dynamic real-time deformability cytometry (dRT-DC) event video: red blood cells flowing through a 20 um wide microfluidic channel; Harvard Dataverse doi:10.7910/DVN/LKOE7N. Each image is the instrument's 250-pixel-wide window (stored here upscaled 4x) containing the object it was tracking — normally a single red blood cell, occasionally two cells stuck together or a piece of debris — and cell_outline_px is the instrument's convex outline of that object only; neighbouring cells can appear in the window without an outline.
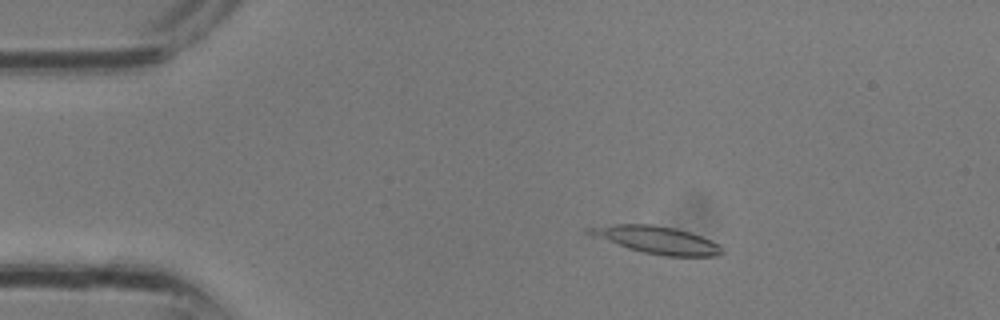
{"species": "common noctule bat (a hibernating species)", "species_latin": "Nyctalus noctula", "temperature_condition": "room temperature", "stored_images_in_passage": 29, "camera_frame_rate_fps": 3000, "um_per_image_px": 0.085, "animal": {"sex": "male", "body_mass_g": 13.3}, "frame": {"image": 1, "passage_image": 5, "time_ms": 1.333, "image_size_px": [1000, 320], "cell_outline_px": [[724, 252], [720, 256], [664, 256], [644, 252], [628, 248], [592, 236], [584, 232], [584, 228], [616, 224], [652, 224], [676, 228], [700, 236], [716, 244]], "centroid_in_image_um": [55.77, 20.39], "position_along_channel_um": 29.2, "area_um2": 20.98}}
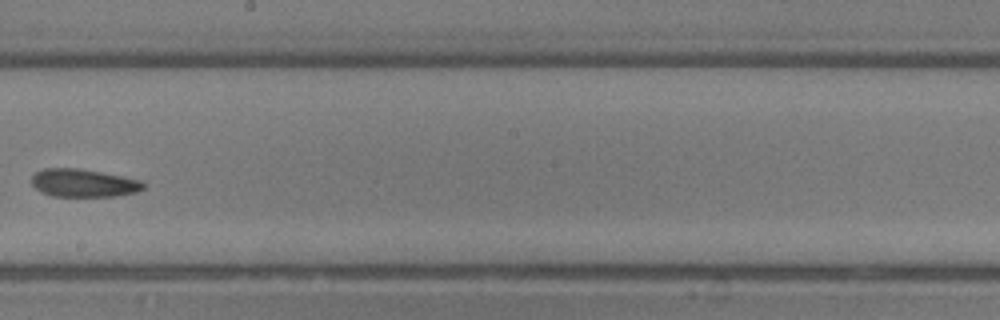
{"frame": {"image": 2, "passage_image": 18, "time_ms": 5.667, "image_size_px": [1000, 320], "cell_outline_px": [[144, 188], [136, 192], [116, 196], [52, 196], [40, 192], [32, 184], [32, 176], [36, 172], [44, 168], [80, 168], [124, 176], [140, 180], [144, 184]], "centroid_in_image_um": [7.09, 15.55], "position_along_channel_um": 241.1, "area_um2": 18.26}}
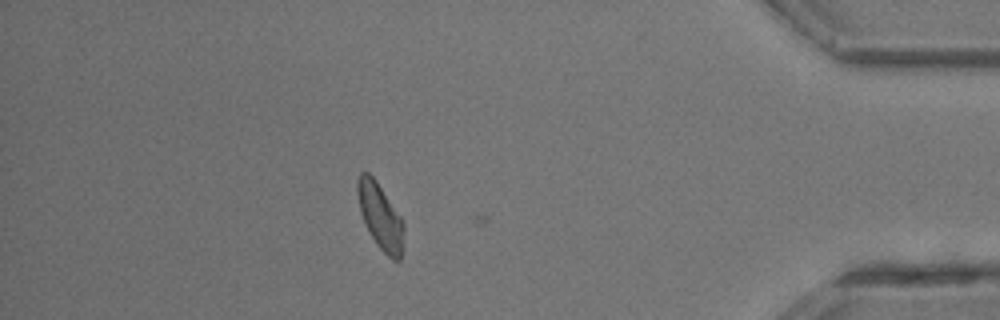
{"frame": {"image": 3, "passage_image": 28, "time_ms": 9.0, "image_size_px": [1000, 320], "cell_outline_px": [[404, 228], [400, 260], [392, 260], [376, 244], [368, 232], [360, 212], [356, 192], [356, 180], [360, 172], [368, 172], [376, 180], [400, 216], [404, 224]], "centroid_in_image_um": [32.29, 18.36], "position_along_channel_um": 402.9, "area_um2": 17.74}}